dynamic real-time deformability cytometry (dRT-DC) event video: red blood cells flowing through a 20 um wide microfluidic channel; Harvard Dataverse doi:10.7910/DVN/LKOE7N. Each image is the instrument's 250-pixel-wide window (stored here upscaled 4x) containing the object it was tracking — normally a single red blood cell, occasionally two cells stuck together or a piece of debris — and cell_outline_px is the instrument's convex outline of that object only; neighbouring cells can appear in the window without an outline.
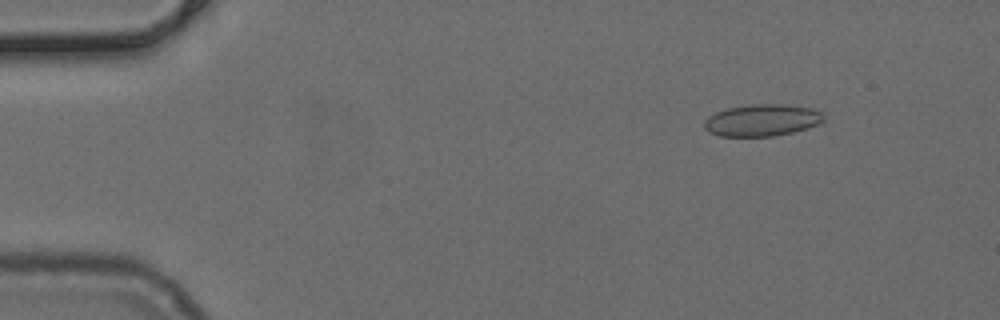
{"species": "common noctule bat (a hibernating species)", "species_latin": "Nyctalus noctula", "temperature_condition": "cold", "stored_images_in_passage": 51, "camera_frame_rate_fps": 3000, "um_per_image_px": 0.085, "animal": {"sex": "female", "body_mass_g": 24.6, "forearm_length_mm": 56.2}, "frame": {"image": 1, "passage_image": 6, "time_ms": 1.667, "image_size_px": [1000, 320], "cell_outline_px": [[824, 120], [808, 128], [792, 132], [772, 136], [720, 136], [708, 132], [704, 128], [704, 120], [708, 116], [716, 112], [728, 108], [752, 104], [788, 104], [812, 108], [824, 112]], "centroid_in_image_um": [64.78, 10.21], "position_along_channel_um": 20.2, "area_um2": 22.31}}
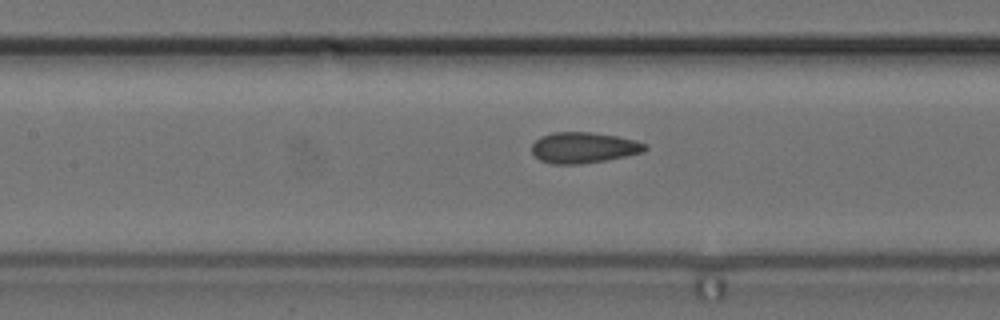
{"frame": {"image": 2, "passage_image": 23, "time_ms": 7.333, "image_size_px": [1000, 320], "cell_outline_px": [[648, 148], [644, 152], [604, 160], [580, 164], [552, 164], [540, 160], [532, 152], [532, 144], [540, 136], [552, 132], [592, 132], [616, 136], [636, 140], [648, 144]], "centroid_in_image_um": [49.61, 12.54], "position_along_channel_um": 157.8, "area_um2": 20.4}}
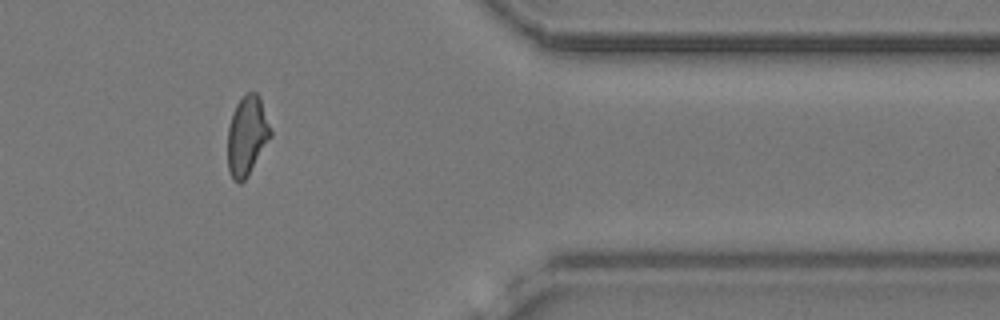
{"frame": {"image": 3, "passage_image": 42, "time_ms": 13.667, "image_size_px": [1000, 320], "cell_outline_px": [[272, 136], [248, 176], [240, 184], [236, 184], [232, 180], [228, 168], [228, 128], [232, 112], [236, 104], [248, 92], [256, 92], [260, 96], [272, 132]], "centroid_in_image_um": [21.0, 11.57], "position_along_channel_um": 390.4, "area_um2": 20.06}}